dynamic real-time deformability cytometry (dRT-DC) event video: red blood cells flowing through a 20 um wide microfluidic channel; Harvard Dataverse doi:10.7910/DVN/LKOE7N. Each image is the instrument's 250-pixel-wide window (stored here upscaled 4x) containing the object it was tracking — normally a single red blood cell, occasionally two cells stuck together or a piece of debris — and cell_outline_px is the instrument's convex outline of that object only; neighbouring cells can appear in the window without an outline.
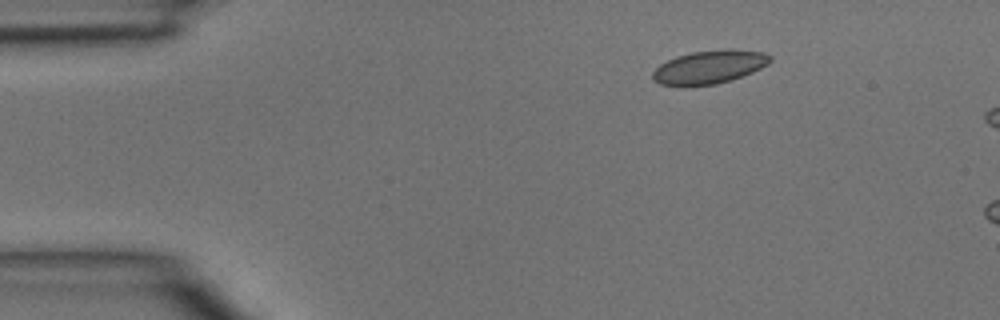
{"species": "common noctule bat (a hibernating species)", "species_latin": "Nyctalus noctula", "temperature_condition": "room temperature", "stored_images_in_passage": 4, "camera_frame_rate_fps": 3000, "um_per_image_px": 0.085, "animal": {"sex": "male", "body_mass_g": 15.6}, "frame": {"image": 1, "passage_image": 2, "time_ms": 0.333, "image_size_px": [1000, 320], "cell_outline_px": [[772, 60], [768, 64], [752, 72], [732, 80], [716, 84], [684, 88], [660, 84], [652, 80], [652, 72], [660, 64], [676, 56], [692, 52], [764, 52], [772, 56]], "centroid_in_image_um": [60.19, 5.78], "position_along_channel_um": 24.8, "area_um2": 22.37}}